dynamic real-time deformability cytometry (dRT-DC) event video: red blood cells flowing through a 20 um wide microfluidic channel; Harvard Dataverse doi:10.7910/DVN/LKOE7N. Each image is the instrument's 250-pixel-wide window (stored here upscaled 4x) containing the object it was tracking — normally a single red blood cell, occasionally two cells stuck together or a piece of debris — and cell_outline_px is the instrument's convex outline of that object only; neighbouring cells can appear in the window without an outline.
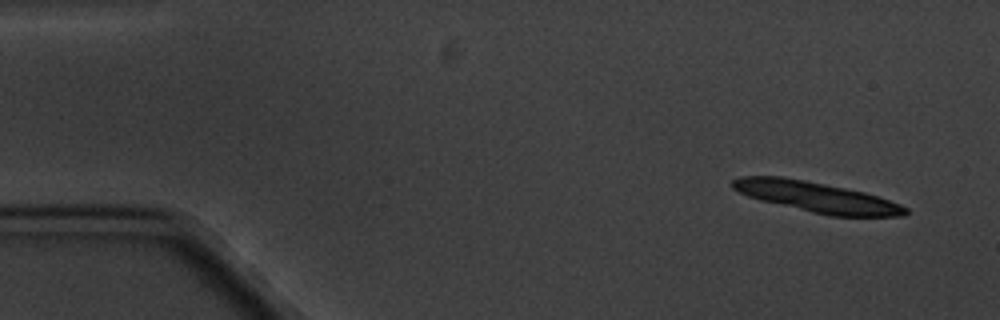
{"species": "common noctule bat (a hibernating species)", "species_latin": "Nyctalus noctula", "temperature_condition": "cold", "stored_images_in_passage": 6, "camera_frame_rate_fps": 3000, "um_per_image_px": 0.085, "animal": {"sex": "male", "body_mass_g": 20.1, "forearm_length_mm": 53.5}, "frame": {"image": 1, "passage_image": 1, "time_ms": 0.0, "image_size_px": [1000, 320], "cell_outline_px": [[908, 212], [904, 216], [828, 216], [760, 200], [748, 196], [732, 188], [732, 180], [740, 176], [784, 176], [864, 192], [900, 204], [908, 208]], "centroid_in_image_um": [69.39, 16.75], "position_along_channel_um": 15.6, "area_um2": 30.35}}